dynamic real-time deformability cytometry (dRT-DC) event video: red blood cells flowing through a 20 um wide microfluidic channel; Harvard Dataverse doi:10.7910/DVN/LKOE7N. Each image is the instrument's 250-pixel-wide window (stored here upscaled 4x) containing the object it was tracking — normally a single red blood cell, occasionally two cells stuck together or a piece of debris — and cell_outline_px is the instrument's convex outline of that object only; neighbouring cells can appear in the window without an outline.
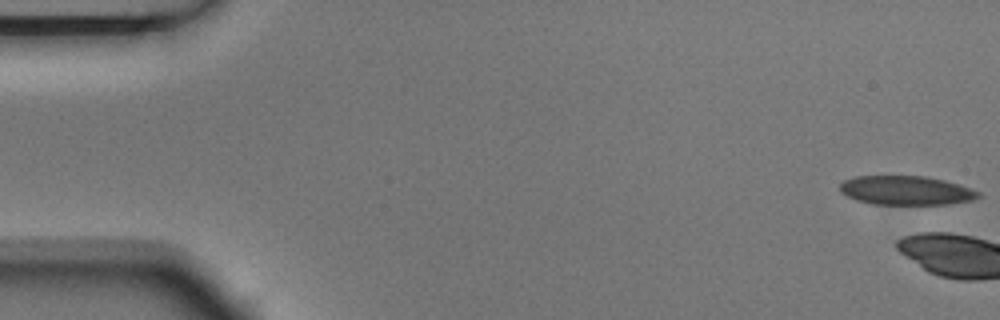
{"species": "Egyptian fruit bat (a non-hibernating species)", "species_latin": "Rousettus aegyptiacus", "temperature_condition": "room temperature", "stored_images_in_passage": 6, "camera_frame_rate_fps": 3000, "um_per_image_px": 0.085, "animal": {"sex": "male"}, "frame": {"image": 1, "passage_image": 1, "time_ms": 0.0, "image_size_px": [1000, 320], "cell_outline_px": [[980, 196], [972, 200], [948, 204], [872, 204], [856, 200], [840, 192], [840, 184], [844, 180], [856, 176], [924, 176], [944, 180], [980, 192]], "centroid_in_image_um": [76.98, 16.18], "position_along_channel_um": 8.0, "area_um2": 23.24}}